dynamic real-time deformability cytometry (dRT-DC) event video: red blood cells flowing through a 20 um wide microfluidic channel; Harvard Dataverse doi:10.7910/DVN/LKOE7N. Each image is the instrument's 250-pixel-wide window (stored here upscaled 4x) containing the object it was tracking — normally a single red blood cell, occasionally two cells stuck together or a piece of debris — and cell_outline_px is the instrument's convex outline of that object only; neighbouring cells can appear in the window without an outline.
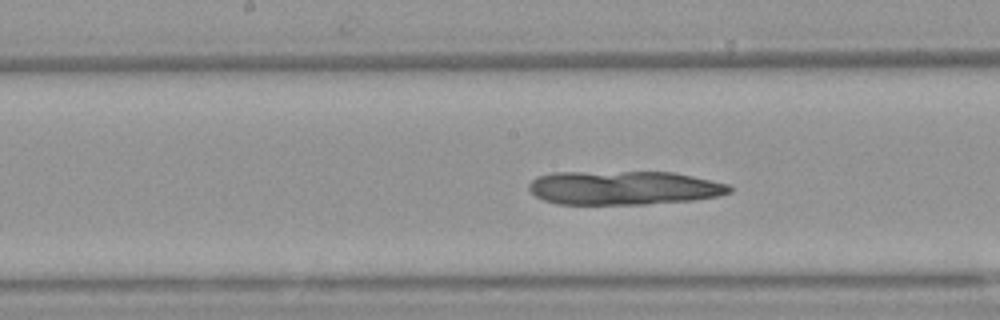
{"species": "Egyptian fruit bat (a non-hibernating species)", "species_latin": "Rousettus aegyptiacus", "temperature_condition": "warm", "stored_images_in_passage": 36, "camera_frame_rate_fps": 3000, "um_per_image_px": 0.085, "animal": {"sex": "female"}, "frame": {"image": 1, "passage_image": 11, "time_ms": 3.333, "image_size_px": [1000, 320], "cell_outline_px": [[732, 192], [716, 196], [692, 200], [648, 204], [556, 204], [544, 200], [536, 196], [528, 188], [528, 184], [536, 176], [552, 172], [672, 172], [692, 176], [728, 184], [732, 188]], "centroid_in_image_um": [52.98, 15.96], "position_along_channel_um": 195.2, "area_um2": 39.65}}
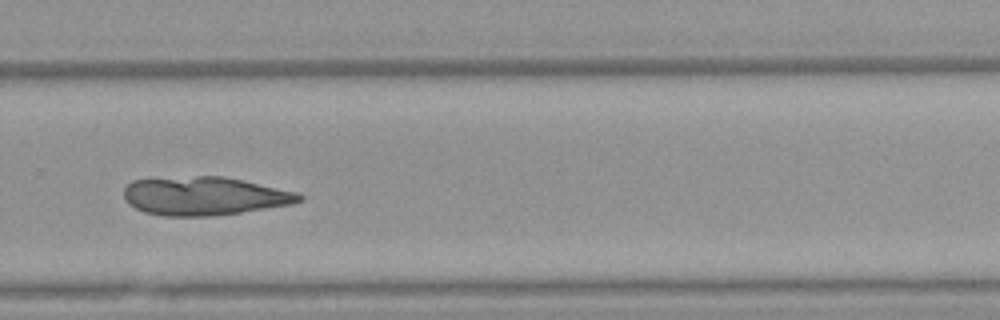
{"frame": {"image": 2, "passage_image": 20, "time_ms": 6.333, "image_size_px": [1000, 320], "cell_outline_px": [[304, 200], [292, 204], [240, 212], [212, 216], [164, 216], [144, 212], [128, 204], [124, 200], [124, 188], [132, 180], [196, 176], [224, 176], [296, 192], [304, 196]], "centroid_in_image_um": [17.35, 16.66], "position_along_channel_um": 312.4, "area_um2": 39.19}}
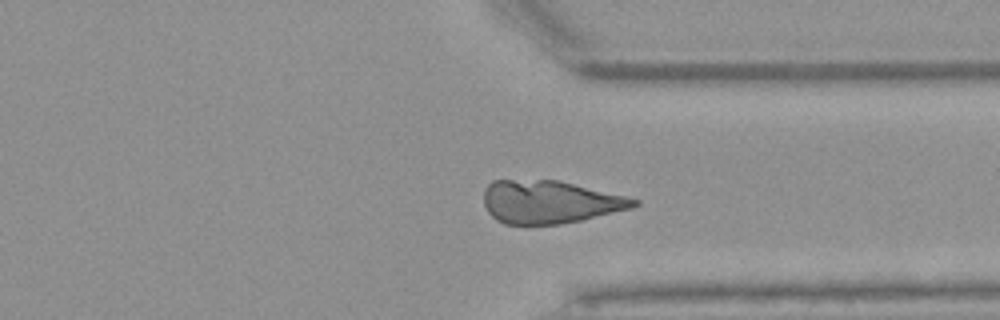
{"frame": {"image": 3, "passage_image": 24, "time_ms": 7.667, "image_size_px": [1000, 320], "cell_outline_px": [[640, 204], [632, 208], [584, 220], [560, 224], [504, 224], [496, 220], [488, 212], [484, 204], [484, 188], [492, 180], [560, 180], [640, 200]], "centroid_in_image_um": [46.73, 17.17], "position_along_channel_um": 364.7, "area_um2": 37.69}}